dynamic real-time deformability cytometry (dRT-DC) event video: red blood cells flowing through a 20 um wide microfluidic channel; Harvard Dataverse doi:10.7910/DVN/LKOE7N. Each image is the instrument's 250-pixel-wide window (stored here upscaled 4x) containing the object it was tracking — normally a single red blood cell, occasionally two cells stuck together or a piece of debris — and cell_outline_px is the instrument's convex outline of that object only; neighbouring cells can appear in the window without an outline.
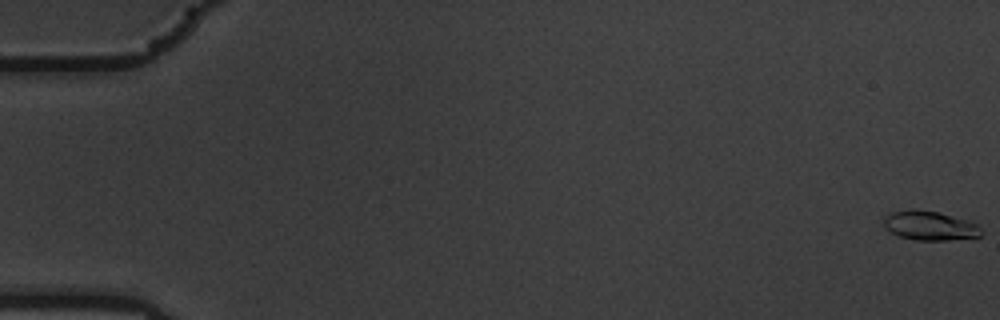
{"species": "common noctule bat (a hibernating species)", "species_latin": "Nyctalus noctula", "temperature_condition": "warm", "stored_images_in_passage": 59, "camera_frame_rate_fps": 3000, "um_per_image_px": 0.085, "animal": {"sex": "male", "body_mass_g": 19.5, "forearm_length_mm": 54.6}, "frame": {"image": 1, "passage_image": 1, "time_ms": 0.0, "image_size_px": [1000, 320], "cell_outline_px": [[984, 232], [980, 236], [948, 240], [916, 240], [900, 236], [884, 228], [884, 216], [892, 212], [912, 208], [936, 212], [968, 220], [980, 224]], "centroid_in_image_um": [79.06, 19.17], "position_along_channel_um": 5.9, "area_um2": 16.7}}
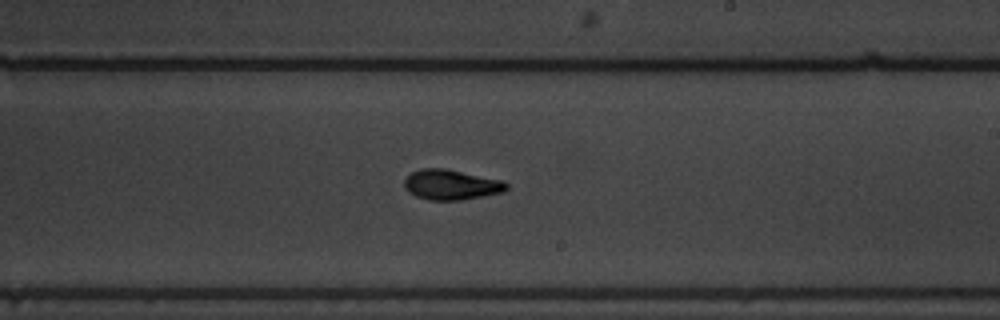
{"frame": {"image": 2, "passage_image": 36, "time_ms": 11.667, "image_size_px": [1000, 320], "cell_outline_px": [[508, 188], [504, 192], [460, 200], [428, 200], [416, 196], [408, 192], [404, 188], [404, 180], [412, 172], [420, 168], [444, 168], [504, 180], [508, 184]], "centroid_in_image_um": [38.35, 15.69], "position_along_channel_um": 250.6, "area_um2": 18.09}}
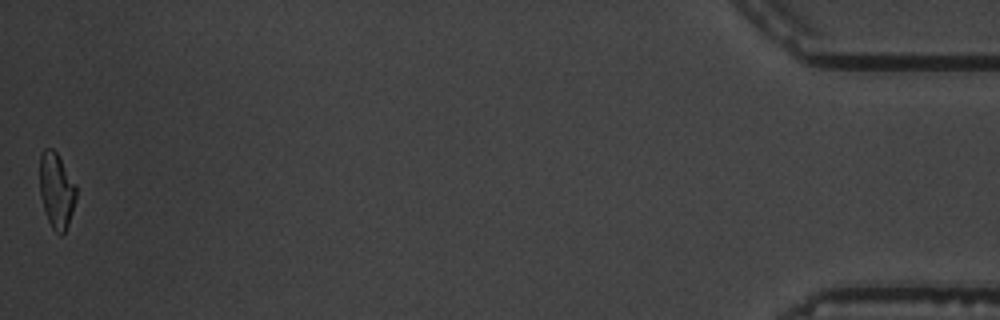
{"frame": {"image": 3, "passage_image": 59, "time_ms": 19.333, "image_size_px": [1000, 320], "cell_outline_px": [[76, 200], [68, 224], [64, 232], [60, 236], [52, 228], [48, 220], [40, 196], [40, 152], [44, 148], [52, 148], [56, 152], [76, 184]], "centroid_in_image_um": [4.8, 16.17], "position_along_channel_um": 430.4, "area_um2": 16.01}, "authors_computed_cell_mechanics": {"area_um2": 17.2244, "velocity_mm_per_s": 3.5349, "shape_relaxation_time_tau1_ms": 3.7166, "shape_relaxation_time_tau2_ms": 2.2147, "deformation_change_tau1": 0.1519, "deformation_change_tau2": 0.0751}}